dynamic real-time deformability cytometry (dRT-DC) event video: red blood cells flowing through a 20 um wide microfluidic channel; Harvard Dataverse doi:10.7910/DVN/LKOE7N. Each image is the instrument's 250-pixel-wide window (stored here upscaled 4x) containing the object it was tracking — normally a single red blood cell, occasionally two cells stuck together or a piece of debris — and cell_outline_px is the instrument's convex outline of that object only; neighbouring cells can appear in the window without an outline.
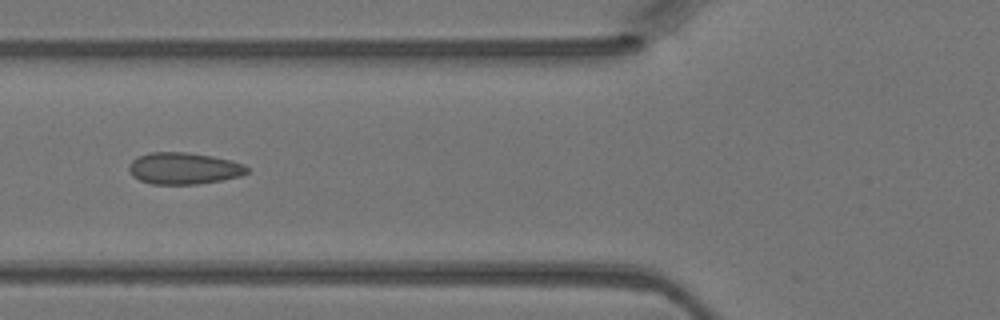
{"species": "Egyptian fruit bat (a non-hibernating species)", "species_latin": "Rousettus aegyptiacus", "temperature_condition": "warm", "stored_images_in_passage": 4, "camera_frame_rate_fps": 3000, "um_per_image_px": 0.085, "animal": {"sex": "female"}, "frame": {"image": 1, "passage_image": 4, "time_ms": 1.0, "image_size_px": [1000, 320], "cell_outline_px": [[248, 172], [240, 176], [220, 180], [196, 184], [152, 184], [140, 180], [132, 176], [128, 172], [128, 164], [136, 156], [148, 152], [188, 152], [212, 156], [244, 164], [248, 168]], "centroid_in_image_um": [15.56, 14.3], "position_along_channel_um": 110.2, "area_um2": 21.91}}